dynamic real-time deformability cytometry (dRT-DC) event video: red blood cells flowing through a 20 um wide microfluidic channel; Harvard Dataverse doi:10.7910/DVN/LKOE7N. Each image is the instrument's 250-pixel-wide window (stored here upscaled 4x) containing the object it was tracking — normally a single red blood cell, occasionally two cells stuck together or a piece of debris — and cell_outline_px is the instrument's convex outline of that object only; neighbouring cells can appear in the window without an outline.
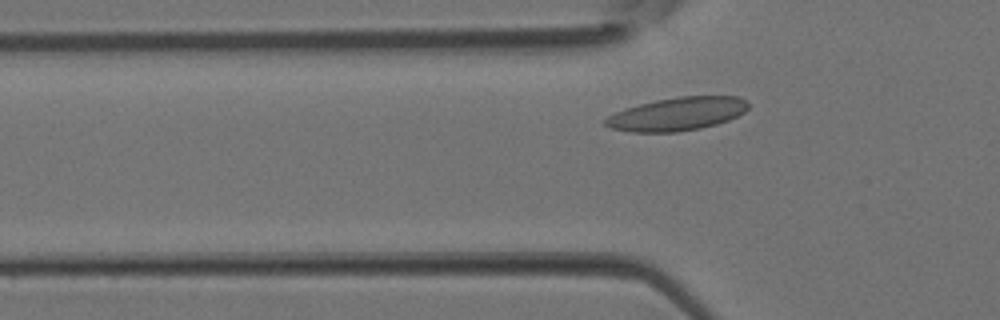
{"species": "Egyptian fruit bat (a non-hibernating species)", "species_latin": "Rousettus aegyptiacus", "temperature_condition": "room temperature", "stored_images_in_passage": 2, "camera_frame_rate_fps": 3000, "um_per_image_px": 0.085, "animal": {"sex": "female"}, "frame": {"image": 1, "passage_image": 2, "time_ms": 0.333, "image_size_px": [1000, 320], "cell_outline_px": [[748, 108], [744, 112], [728, 120], [716, 124], [700, 128], [676, 132], [632, 132], [612, 128], [604, 124], [604, 120], [608, 116], [624, 108], [656, 100], [680, 96], [740, 96], [748, 100]], "centroid_in_image_um": [57.58, 9.68], "position_along_channel_um": 68.2, "area_um2": 27.63}}